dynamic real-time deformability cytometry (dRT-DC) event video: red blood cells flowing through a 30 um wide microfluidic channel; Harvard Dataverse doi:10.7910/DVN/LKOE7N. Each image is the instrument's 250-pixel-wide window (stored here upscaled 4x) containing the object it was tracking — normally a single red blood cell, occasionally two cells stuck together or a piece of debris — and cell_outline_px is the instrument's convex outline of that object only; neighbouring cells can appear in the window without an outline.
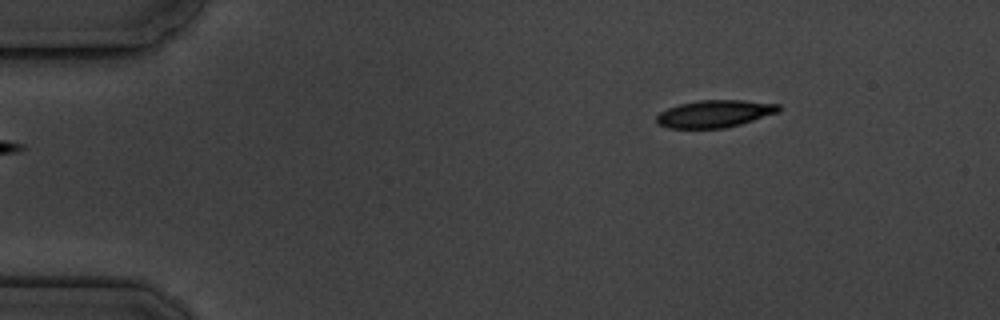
{"species": "common noctule bat (a hibernating species)", "species_latin": "Nyctalus noctula", "temperature_condition": "cold", "stored_images_in_passage": 2, "camera_frame_rate_fps": 3000, "um_per_image_px": 0.085, "animal": {"sex": "male", "body_mass_g": 19.5, "forearm_length_mm": 54.6}, "frame": {"image": 1, "passage_image": 2, "time_ms": 1.333, "image_size_px": [1000, 320], "cell_outline_px": [[780, 112], [740, 124], [724, 128], [668, 128], [656, 124], [656, 116], [660, 112], [668, 108], [680, 104], [700, 100], [744, 100], [780, 104]], "centroid_in_image_um": [60.75, 9.67], "position_along_channel_um": 24.3, "area_um2": 19.48}}